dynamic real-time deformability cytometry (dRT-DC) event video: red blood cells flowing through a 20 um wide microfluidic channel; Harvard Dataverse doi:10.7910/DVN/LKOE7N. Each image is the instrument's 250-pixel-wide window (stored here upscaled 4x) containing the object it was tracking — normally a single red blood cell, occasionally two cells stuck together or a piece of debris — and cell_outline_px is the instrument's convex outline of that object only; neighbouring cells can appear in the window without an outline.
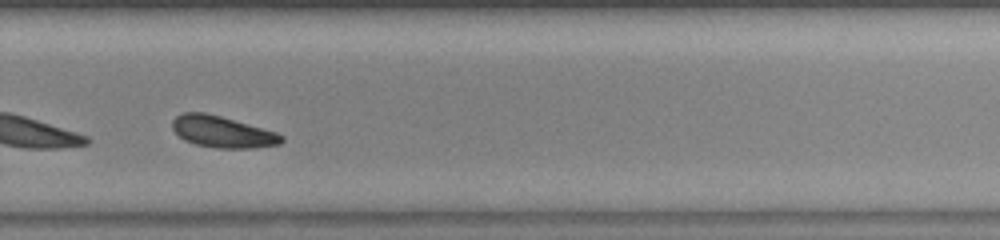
{"species": "common noctule bat (a hibernating species)", "species_latin": "Nyctalus noctula", "temperature_condition": "warm", "stored_images_in_passage": 30, "camera_frame_rate_fps": 3000, "um_per_image_px": 0.085, "animal": {"sex": "female", "body_mass_g": 23.0, "forearm_length_mm": 53.4}, "frame": {"image": 1, "passage_image": 22, "time_ms": 7.0, "image_size_px": [1000, 240], "cell_outline_px": [[284, 140], [280, 144], [256, 148], [216, 148], [196, 144], [184, 140], [172, 128], [172, 120], [176, 116], [184, 112], [204, 112], [220, 116], [276, 132], [284, 136]], "centroid_in_image_um": [18.91, 11.21], "position_along_channel_um": 310.9, "area_um2": 19.94}, "authors_computed_cell_mechanics": {"area_um2": 19.5942, "velocity_mm_per_s": 3.8779, "shape_relaxation_time_tau1_ms": 1.6712, "shape_relaxation_time_tau2_ms": 10.7878, "deformation_change_tau1": 0.0878, "deformation_change_tau2": 0.1935}}